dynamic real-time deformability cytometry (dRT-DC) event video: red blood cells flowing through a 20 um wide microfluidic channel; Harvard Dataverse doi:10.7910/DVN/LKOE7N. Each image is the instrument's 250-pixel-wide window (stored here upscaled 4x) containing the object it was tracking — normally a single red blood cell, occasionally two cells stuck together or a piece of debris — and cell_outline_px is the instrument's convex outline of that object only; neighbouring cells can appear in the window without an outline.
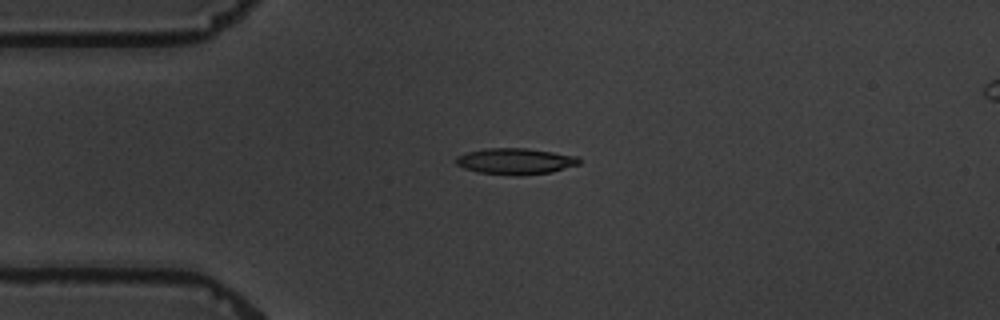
{"species": "common noctule bat (a hibernating species)", "species_latin": "Nyctalus noctula", "temperature_condition": "warm", "stored_images_in_passage": 2, "camera_frame_rate_fps": 3000, "um_per_image_px": 0.085, "animal": {"sex": "male", "body_mass_g": 19.5, "forearm_length_mm": 54.6}, "frame": {"image": 1, "passage_image": 1, "time_ms": 0.0, "image_size_px": [1000, 320], "cell_outline_px": [[580, 164], [552, 172], [520, 176], [516, 176], [476, 172], [464, 168], [456, 164], [456, 156], [468, 152], [484, 148], [524, 148], [580, 156]], "centroid_in_image_um": [43.82, 13.71], "position_along_channel_um": 41.2, "area_um2": 18.96}}